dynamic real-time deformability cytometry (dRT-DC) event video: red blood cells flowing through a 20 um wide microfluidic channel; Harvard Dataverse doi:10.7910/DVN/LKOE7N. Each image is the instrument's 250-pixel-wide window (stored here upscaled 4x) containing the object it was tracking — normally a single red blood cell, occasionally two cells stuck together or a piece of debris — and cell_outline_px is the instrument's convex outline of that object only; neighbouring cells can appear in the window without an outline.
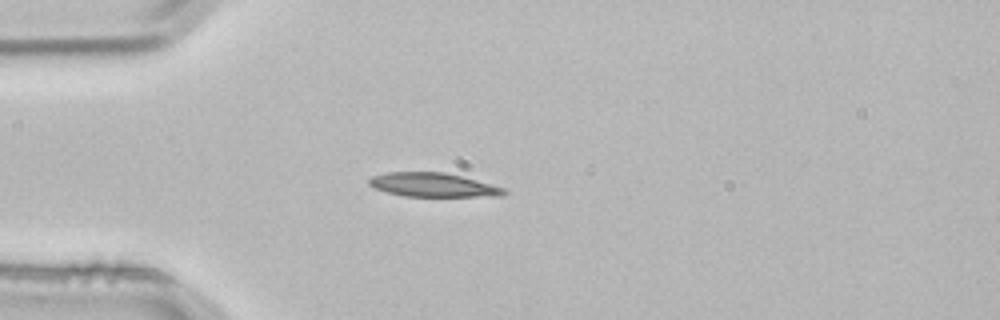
{"species": "common noctule bat (a hibernating species)", "species_latin": "Nyctalus noctula", "temperature_condition": "room temperature", "stored_images_in_passage": 2, "camera_frame_rate_fps": 3000, "um_per_image_px": 0.085, "animal": {"sex": "male", "body_mass_g": 21.5, "forearm_length_mm": 52.0}, "frame": {"image": 1, "passage_image": 2, "time_ms": 0.333, "image_size_px": [1000, 320], "cell_outline_px": [[508, 192], [500, 196], [404, 196], [388, 192], [376, 188], [368, 184], [368, 180], [372, 176], [388, 172], [444, 172], [476, 180], [504, 188]], "centroid_in_image_um": [36.8, 15.71], "position_along_channel_um": 48.2, "area_um2": 18.55}}